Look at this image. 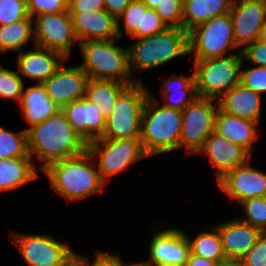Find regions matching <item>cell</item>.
Segmentation results:
<instances>
[{"label":"cell","instance_id":"obj_1","mask_svg":"<svg viewBox=\"0 0 266 266\" xmlns=\"http://www.w3.org/2000/svg\"><path fill=\"white\" fill-rule=\"evenodd\" d=\"M28 154L43 161L41 170L50 164L78 156L88 150V143L74 130L62 110L44 122L24 129Z\"/></svg>","mask_w":266,"mask_h":266},{"label":"cell","instance_id":"obj_2","mask_svg":"<svg viewBox=\"0 0 266 266\" xmlns=\"http://www.w3.org/2000/svg\"><path fill=\"white\" fill-rule=\"evenodd\" d=\"M92 158L86 150L78 156L50 164L43 172L49 177L53 189L68 202L83 199L101 192L102 185L106 184L98 169L93 168Z\"/></svg>","mask_w":266,"mask_h":266},{"label":"cell","instance_id":"obj_3","mask_svg":"<svg viewBox=\"0 0 266 266\" xmlns=\"http://www.w3.org/2000/svg\"><path fill=\"white\" fill-rule=\"evenodd\" d=\"M181 127L182 111L158 107V101L150 94L143 109L140 129V141L146 155L180 148Z\"/></svg>","mask_w":266,"mask_h":266},{"label":"cell","instance_id":"obj_4","mask_svg":"<svg viewBox=\"0 0 266 266\" xmlns=\"http://www.w3.org/2000/svg\"><path fill=\"white\" fill-rule=\"evenodd\" d=\"M115 40L79 42L78 46L84 57V62L80 67L90 79L116 80L127 85L135 84L139 79H130L128 48L123 49L115 45Z\"/></svg>","mask_w":266,"mask_h":266},{"label":"cell","instance_id":"obj_5","mask_svg":"<svg viewBox=\"0 0 266 266\" xmlns=\"http://www.w3.org/2000/svg\"><path fill=\"white\" fill-rule=\"evenodd\" d=\"M130 45V70H148L189 53V33L183 28L168 27L163 32L136 39Z\"/></svg>","mask_w":266,"mask_h":266},{"label":"cell","instance_id":"obj_6","mask_svg":"<svg viewBox=\"0 0 266 266\" xmlns=\"http://www.w3.org/2000/svg\"><path fill=\"white\" fill-rule=\"evenodd\" d=\"M142 81L129 85L118 97L100 139H140L142 113L150 92Z\"/></svg>","mask_w":266,"mask_h":266},{"label":"cell","instance_id":"obj_7","mask_svg":"<svg viewBox=\"0 0 266 266\" xmlns=\"http://www.w3.org/2000/svg\"><path fill=\"white\" fill-rule=\"evenodd\" d=\"M241 52L194 62V75L199 97L214 99L240 83Z\"/></svg>","mask_w":266,"mask_h":266},{"label":"cell","instance_id":"obj_8","mask_svg":"<svg viewBox=\"0 0 266 266\" xmlns=\"http://www.w3.org/2000/svg\"><path fill=\"white\" fill-rule=\"evenodd\" d=\"M237 47L230 13L216 16L189 32V53L195 61L224 57Z\"/></svg>","mask_w":266,"mask_h":266},{"label":"cell","instance_id":"obj_9","mask_svg":"<svg viewBox=\"0 0 266 266\" xmlns=\"http://www.w3.org/2000/svg\"><path fill=\"white\" fill-rule=\"evenodd\" d=\"M88 151L99 157L98 171L106 182L109 177L129 168L131 163L147 158L140 139H96L88 143Z\"/></svg>","mask_w":266,"mask_h":266},{"label":"cell","instance_id":"obj_10","mask_svg":"<svg viewBox=\"0 0 266 266\" xmlns=\"http://www.w3.org/2000/svg\"><path fill=\"white\" fill-rule=\"evenodd\" d=\"M213 101L198 96L182 111L180 147L185 146L187 153L197 154L214 131L218 108Z\"/></svg>","mask_w":266,"mask_h":266},{"label":"cell","instance_id":"obj_11","mask_svg":"<svg viewBox=\"0 0 266 266\" xmlns=\"http://www.w3.org/2000/svg\"><path fill=\"white\" fill-rule=\"evenodd\" d=\"M35 23L34 46L57 51L68 59L71 47L78 41L68 11L39 14Z\"/></svg>","mask_w":266,"mask_h":266},{"label":"cell","instance_id":"obj_12","mask_svg":"<svg viewBox=\"0 0 266 266\" xmlns=\"http://www.w3.org/2000/svg\"><path fill=\"white\" fill-rule=\"evenodd\" d=\"M12 237L28 266H63L74 253L66 243L48 235L15 232Z\"/></svg>","mask_w":266,"mask_h":266},{"label":"cell","instance_id":"obj_13","mask_svg":"<svg viewBox=\"0 0 266 266\" xmlns=\"http://www.w3.org/2000/svg\"><path fill=\"white\" fill-rule=\"evenodd\" d=\"M189 237L176 228H166L154 234L149 245L151 266H185L190 254Z\"/></svg>","mask_w":266,"mask_h":266},{"label":"cell","instance_id":"obj_14","mask_svg":"<svg viewBox=\"0 0 266 266\" xmlns=\"http://www.w3.org/2000/svg\"><path fill=\"white\" fill-rule=\"evenodd\" d=\"M230 14L235 43L244 48L260 37L266 22V0H233Z\"/></svg>","mask_w":266,"mask_h":266},{"label":"cell","instance_id":"obj_15","mask_svg":"<svg viewBox=\"0 0 266 266\" xmlns=\"http://www.w3.org/2000/svg\"><path fill=\"white\" fill-rule=\"evenodd\" d=\"M218 181L219 188L238 203L266 196V173L254 169L249 161L226 172Z\"/></svg>","mask_w":266,"mask_h":266},{"label":"cell","instance_id":"obj_16","mask_svg":"<svg viewBox=\"0 0 266 266\" xmlns=\"http://www.w3.org/2000/svg\"><path fill=\"white\" fill-rule=\"evenodd\" d=\"M88 79V75L79 65L66 67L62 64L55 74L42 84L49 98L62 109L85 96Z\"/></svg>","mask_w":266,"mask_h":266},{"label":"cell","instance_id":"obj_17","mask_svg":"<svg viewBox=\"0 0 266 266\" xmlns=\"http://www.w3.org/2000/svg\"><path fill=\"white\" fill-rule=\"evenodd\" d=\"M197 153H206L210 158L211 164L217 168V180L226 172L246 164L252 157L241 145L232 143L215 131L208 136Z\"/></svg>","mask_w":266,"mask_h":266},{"label":"cell","instance_id":"obj_18","mask_svg":"<svg viewBox=\"0 0 266 266\" xmlns=\"http://www.w3.org/2000/svg\"><path fill=\"white\" fill-rule=\"evenodd\" d=\"M61 110L74 130L87 143L103 136L106 121L94 104L85 97L67 104Z\"/></svg>","mask_w":266,"mask_h":266},{"label":"cell","instance_id":"obj_19","mask_svg":"<svg viewBox=\"0 0 266 266\" xmlns=\"http://www.w3.org/2000/svg\"><path fill=\"white\" fill-rule=\"evenodd\" d=\"M220 233L223 251L227 261H240L257 242L262 231L247 223L234 219L216 226Z\"/></svg>","mask_w":266,"mask_h":266},{"label":"cell","instance_id":"obj_20","mask_svg":"<svg viewBox=\"0 0 266 266\" xmlns=\"http://www.w3.org/2000/svg\"><path fill=\"white\" fill-rule=\"evenodd\" d=\"M79 42L118 39L117 19L105 9L93 12L69 13Z\"/></svg>","mask_w":266,"mask_h":266},{"label":"cell","instance_id":"obj_21","mask_svg":"<svg viewBox=\"0 0 266 266\" xmlns=\"http://www.w3.org/2000/svg\"><path fill=\"white\" fill-rule=\"evenodd\" d=\"M61 60V61H59ZM66 58L59 52L35 45V49L17 56L18 73L42 84L55 74Z\"/></svg>","mask_w":266,"mask_h":266},{"label":"cell","instance_id":"obj_22","mask_svg":"<svg viewBox=\"0 0 266 266\" xmlns=\"http://www.w3.org/2000/svg\"><path fill=\"white\" fill-rule=\"evenodd\" d=\"M218 107L231 115L258 123L261 95L238 83L221 96Z\"/></svg>","mask_w":266,"mask_h":266},{"label":"cell","instance_id":"obj_23","mask_svg":"<svg viewBox=\"0 0 266 266\" xmlns=\"http://www.w3.org/2000/svg\"><path fill=\"white\" fill-rule=\"evenodd\" d=\"M257 125V122L236 117L218 107L214 131L232 143L241 145L252 155L251 146L258 138Z\"/></svg>","mask_w":266,"mask_h":266},{"label":"cell","instance_id":"obj_24","mask_svg":"<svg viewBox=\"0 0 266 266\" xmlns=\"http://www.w3.org/2000/svg\"><path fill=\"white\" fill-rule=\"evenodd\" d=\"M23 115L30 127L40 124L61 109L46 93L43 84L30 86L24 90L19 102Z\"/></svg>","mask_w":266,"mask_h":266},{"label":"cell","instance_id":"obj_25","mask_svg":"<svg viewBox=\"0 0 266 266\" xmlns=\"http://www.w3.org/2000/svg\"><path fill=\"white\" fill-rule=\"evenodd\" d=\"M233 0H183L182 28L189 33L208 20L230 13Z\"/></svg>","mask_w":266,"mask_h":266},{"label":"cell","instance_id":"obj_26","mask_svg":"<svg viewBox=\"0 0 266 266\" xmlns=\"http://www.w3.org/2000/svg\"><path fill=\"white\" fill-rule=\"evenodd\" d=\"M128 86L116 80H95L89 78L84 97L94 104L104 120L107 121L114 110L117 97Z\"/></svg>","mask_w":266,"mask_h":266},{"label":"cell","instance_id":"obj_27","mask_svg":"<svg viewBox=\"0 0 266 266\" xmlns=\"http://www.w3.org/2000/svg\"><path fill=\"white\" fill-rule=\"evenodd\" d=\"M38 178L31 157L0 159V191L22 186Z\"/></svg>","mask_w":266,"mask_h":266},{"label":"cell","instance_id":"obj_28","mask_svg":"<svg viewBox=\"0 0 266 266\" xmlns=\"http://www.w3.org/2000/svg\"><path fill=\"white\" fill-rule=\"evenodd\" d=\"M176 83L177 86L173 90L172 85ZM163 95L165 97L164 107L173 108L183 111L191 102H193L197 97V88L195 84V75L189 77L177 76L176 74L172 75V78L165 80L163 84ZM180 93L177 99H173V94ZM190 96L187 97L186 94ZM167 101V102H166Z\"/></svg>","mask_w":266,"mask_h":266},{"label":"cell","instance_id":"obj_29","mask_svg":"<svg viewBox=\"0 0 266 266\" xmlns=\"http://www.w3.org/2000/svg\"><path fill=\"white\" fill-rule=\"evenodd\" d=\"M32 17L17 20L8 25L0 26V52L19 51L21 47L34 35Z\"/></svg>","mask_w":266,"mask_h":266},{"label":"cell","instance_id":"obj_30","mask_svg":"<svg viewBox=\"0 0 266 266\" xmlns=\"http://www.w3.org/2000/svg\"><path fill=\"white\" fill-rule=\"evenodd\" d=\"M212 232H201L194 240H190V251L219 265L226 262L218 228L213 226Z\"/></svg>","mask_w":266,"mask_h":266},{"label":"cell","instance_id":"obj_31","mask_svg":"<svg viewBox=\"0 0 266 266\" xmlns=\"http://www.w3.org/2000/svg\"><path fill=\"white\" fill-rule=\"evenodd\" d=\"M12 157H31L27 148V132H10L0 127V159Z\"/></svg>","mask_w":266,"mask_h":266},{"label":"cell","instance_id":"obj_32","mask_svg":"<svg viewBox=\"0 0 266 266\" xmlns=\"http://www.w3.org/2000/svg\"><path fill=\"white\" fill-rule=\"evenodd\" d=\"M148 7L141 0H133L117 19V33L122 37L119 20L123 19L126 33L133 39L141 38L142 10Z\"/></svg>","mask_w":266,"mask_h":266},{"label":"cell","instance_id":"obj_33","mask_svg":"<svg viewBox=\"0 0 266 266\" xmlns=\"http://www.w3.org/2000/svg\"><path fill=\"white\" fill-rule=\"evenodd\" d=\"M239 204L244 206L247 218L238 219L260 229L263 233L266 232V196L245 199Z\"/></svg>","mask_w":266,"mask_h":266},{"label":"cell","instance_id":"obj_34","mask_svg":"<svg viewBox=\"0 0 266 266\" xmlns=\"http://www.w3.org/2000/svg\"><path fill=\"white\" fill-rule=\"evenodd\" d=\"M23 88L24 82L18 71L8 70L0 63V97L20 102Z\"/></svg>","mask_w":266,"mask_h":266},{"label":"cell","instance_id":"obj_35","mask_svg":"<svg viewBox=\"0 0 266 266\" xmlns=\"http://www.w3.org/2000/svg\"><path fill=\"white\" fill-rule=\"evenodd\" d=\"M155 11L167 27L182 28L183 0H162Z\"/></svg>","mask_w":266,"mask_h":266},{"label":"cell","instance_id":"obj_36","mask_svg":"<svg viewBox=\"0 0 266 266\" xmlns=\"http://www.w3.org/2000/svg\"><path fill=\"white\" fill-rule=\"evenodd\" d=\"M27 15L26 0H0V26L23 19Z\"/></svg>","mask_w":266,"mask_h":266},{"label":"cell","instance_id":"obj_37","mask_svg":"<svg viewBox=\"0 0 266 266\" xmlns=\"http://www.w3.org/2000/svg\"><path fill=\"white\" fill-rule=\"evenodd\" d=\"M26 3L28 15L32 18L39 14L68 11V0H26Z\"/></svg>","mask_w":266,"mask_h":266},{"label":"cell","instance_id":"obj_38","mask_svg":"<svg viewBox=\"0 0 266 266\" xmlns=\"http://www.w3.org/2000/svg\"><path fill=\"white\" fill-rule=\"evenodd\" d=\"M240 83L260 95L266 92V67L256 66L242 70Z\"/></svg>","mask_w":266,"mask_h":266},{"label":"cell","instance_id":"obj_39","mask_svg":"<svg viewBox=\"0 0 266 266\" xmlns=\"http://www.w3.org/2000/svg\"><path fill=\"white\" fill-rule=\"evenodd\" d=\"M167 25L161 20L155 9L142 10L141 37L152 36L163 32Z\"/></svg>","mask_w":266,"mask_h":266},{"label":"cell","instance_id":"obj_40","mask_svg":"<svg viewBox=\"0 0 266 266\" xmlns=\"http://www.w3.org/2000/svg\"><path fill=\"white\" fill-rule=\"evenodd\" d=\"M240 262L245 266H266V232L262 233Z\"/></svg>","mask_w":266,"mask_h":266},{"label":"cell","instance_id":"obj_41","mask_svg":"<svg viewBox=\"0 0 266 266\" xmlns=\"http://www.w3.org/2000/svg\"><path fill=\"white\" fill-rule=\"evenodd\" d=\"M242 58L260 67H266V43L257 39L253 43L241 48Z\"/></svg>","mask_w":266,"mask_h":266},{"label":"cell","instance_id":"obj_42","mask_svg":"<svg viewBox=\"0 0 266 266\" xmlns=\"http://www.w3.org/2000/svg\"><path fill=\"white\" fill-rule=\"evenodd\" d=\"M104 0H68V13L103 10Z\"/></svg>","mask_w":266,"mask_h":266},{"label":"cell","instance_id":"obj_43","mask_svg":"<svg viewBox=\"0 0 266 266\" xmlns=\"http://www.w3.org/2000/svg\"><path fill=\"white\" fill-rule=\"evenodd\" d=\"M133 0H104L105 10L118 18Z\"/></svg>","mask_w":266,"mask_h":266},{"label":"cell","instance_id":"obj_44","mask_svg":"<svg viewBox=\"0 0 266 266\" xmlns=\"http://www.w3.org/2000/svg\"><path fill=\"white\" fill-rule=\"evenodd\" d=\"M104 254L103 252L97 251L96 259L92 263H89L87 257L74 252L63 266H96L97 258H101Z\"/></svg>","mask_w":266,"mask_h":266},{"label":"cell","instance_id":"obj_45","mask_svg":"<svg viewBox=\"0 0 266 266\" xmlns=\"http://www.w3.org/2000/svg\"><path fill=\"white\" fill-rule=\"evenodd\" d=\"M185 266H219V264L190 252Z\"/></svg>","mask_w":266,"mask_h":266},{"label":"cell","instance_id":"obj_46","mask_svg":"<svg viewBox=\"0 0 266 266\" xmlns=\"http://www.w3.org/2000/svg\"><path fill=\"white\" fill-rule=\"evenodd\" d=\"M105 256L115 265V266H151L149 263L147 262H137V263H133V264H123L122 263V260H120L121 258L118 257L117 255L116 256H113L111 254H107L105 253Z\"/></svg>","mask_w":266,"mask_h":266},{"label":"cell","instance_id":"obj_47","mask_svg":"<svg viewBox=\"0 0 266 266\" xmlns=\"http://www.w3.org/2000/svg\"><path fill=\"white\" fill-rule=\"evenodd\" d=\"M96 266H115V265L104 254L101 258H97Z\"/></svg>","mask_w":266,"mask_h":266},{"label":"cell","instance_id":"obj_48","mask_svg":"<svg viewBox=\"0 0 266 266\" xmlns=\"http://www.w3.org/2000/svg\"><path fill=\"white\" fill-rule=\"evenodd\" d=\"M148 8L156 9L162 0H141Z\"/></svg>","mask_w":266,"mask_h":266},{"label":"cell","instance_id":"obj_49","mask_svg":"<svg viewBox=\"0 0 266 266\" xmlns=\"http://www.w3.org/2000/svg\"><path fill=\"white\" fill-rule=\"evenodd\" d=\"M219 266H245L240 261H226Z\"/></svg>","mask_w":266,"mask_h":266},{"label":"cell","instance_id":"obj_50","mask_svg":"<svg viewBox=\"0 0 266 266\" xmlns=\"http://www.w3.org/2000/svg\"><path fill=\"white\" fill-rule=\"evenodd\" d=\"M259 39L266 43V22H265V24L263 25V27L261 29V33H260Z\"/></svg>","mask_w":266,"mask_h":266}]
</instances>
